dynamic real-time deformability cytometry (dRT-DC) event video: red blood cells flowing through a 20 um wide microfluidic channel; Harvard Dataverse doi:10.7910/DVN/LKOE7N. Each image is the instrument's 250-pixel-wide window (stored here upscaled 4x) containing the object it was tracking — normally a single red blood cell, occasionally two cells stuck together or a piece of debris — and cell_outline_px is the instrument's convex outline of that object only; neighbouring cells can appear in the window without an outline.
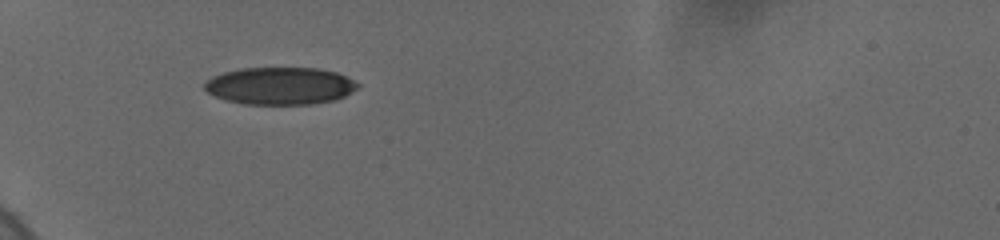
{"species": "human", "species_latin": "Homo sapiens", "temperature_condition": "cold", "stored_images_in_passage": 51, "camera_frame_rate_fps": 3000, "um_per_image_px": 0.085, "donor": {"sex": "female"}, "frame": {"image": 1, "passage_image": 1, "time_ms": 0.0, "image_size_px": [1000, 240], "cell_outline_px": [[360, 88], [336, 100], [312, 104], [244, 104], [228, 100], [216, 96], [208, 92], [204, 88], [204, 84], [212, 76], [224, 72], [240, 68], [316, 68], [336, 72], [360, 84]], "centroid_in_image_um": [23.83, 7.3], "position_along_channel_um": 61.2, "area_um2": 33.29}}
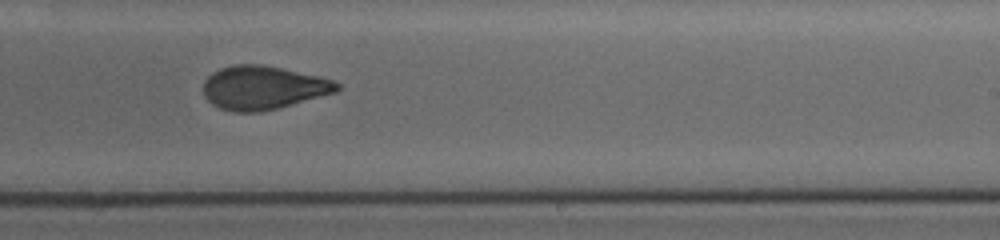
{"frame": {"image": 2, "passage_image": 28, "time_ms": 6.0, "image_size_px": [1000, 240], "cell_outline_px": [[340, 88], [336, 92], [276, 108], [260, 112], [232, 112], [220, 108], [212, 104], [204, 96], [204, 80], [212, 72], [220, 68], [236, 64], [264, 64], [320, 76], [332, 80], [340, 84]], "centroid_in_image_um": [22.34, 7.44], "position_along_channel_um": 266.7, "area_um2": 33.93}}
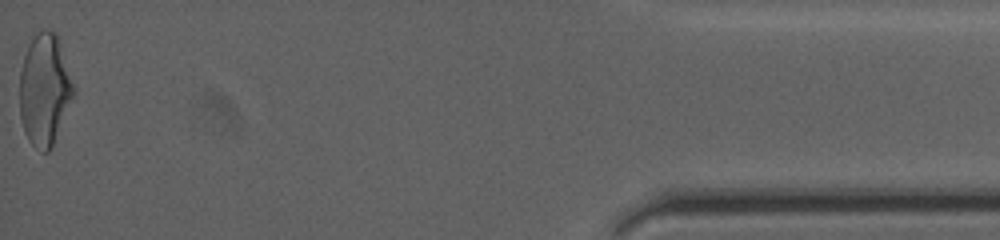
{"frame": {"image": 3, "passage_image": 51, "time_ms": 12.333, "image_size_px": [1000, 240], "cell_outline_px": [[72, 96], [52, 148], [48, 152], [44, 152], [36, 148], [28, 140], [24, 132], [20, 116], [20, 72], [24, 56], [36, 32], [56, 32], [72, 84]], "centroid_in_image_um": [3.74, 7.69], "position_along_channel_um": 431.5, "area_um2": 33.87}, "authors_computed_cell_mechanics": {"area_um2": 34.1598, "velocity_mm_per_s": 3.7133, "shape_relaxation_time_tau1_ms": 5.379, "shape_relaxation_time_tau2_ms": 1.7517, "deformation_change_tau1": 0.1742, "deformation_change_tau2": 0.0746}}